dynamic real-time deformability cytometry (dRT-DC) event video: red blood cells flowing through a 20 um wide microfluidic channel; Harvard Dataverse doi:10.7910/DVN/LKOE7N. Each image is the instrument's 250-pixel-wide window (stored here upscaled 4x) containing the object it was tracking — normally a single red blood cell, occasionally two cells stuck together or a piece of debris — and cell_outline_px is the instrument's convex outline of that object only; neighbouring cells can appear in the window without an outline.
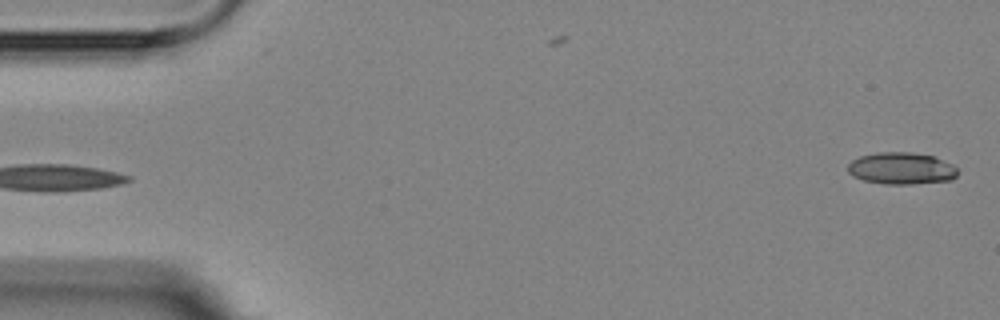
{"species": "Egyptian fruit bat (a non-hibernating species)", "species_latin": "Rousettus aegyptiacus", "temperature_condition": "room temperature", "stored_images_in_passage": 4, "segment_of_instrument_passage": [2, 2], "camera_frame_rate_fps": 3000, "um_per_image_px": 0.085, "animal": {"sex": "female"}, "frame": {"image": 1, "passage_image": 4, "time_ms": 3.667, "image_size_px": [1000, 320], "cell_outline_px": [[960, 172], [952, 180], [908, 184], [884, 184], [864, 180], [852, 176], [848, 172], [848, 164], [852, 160], [860, 156], [876, 152], [912, 152], [932, 156], [952, 164]], "centroid_in_image_um": [76.61, 14.31], "position_along_channel_um": 8.4, "area_um2": 20.46}}